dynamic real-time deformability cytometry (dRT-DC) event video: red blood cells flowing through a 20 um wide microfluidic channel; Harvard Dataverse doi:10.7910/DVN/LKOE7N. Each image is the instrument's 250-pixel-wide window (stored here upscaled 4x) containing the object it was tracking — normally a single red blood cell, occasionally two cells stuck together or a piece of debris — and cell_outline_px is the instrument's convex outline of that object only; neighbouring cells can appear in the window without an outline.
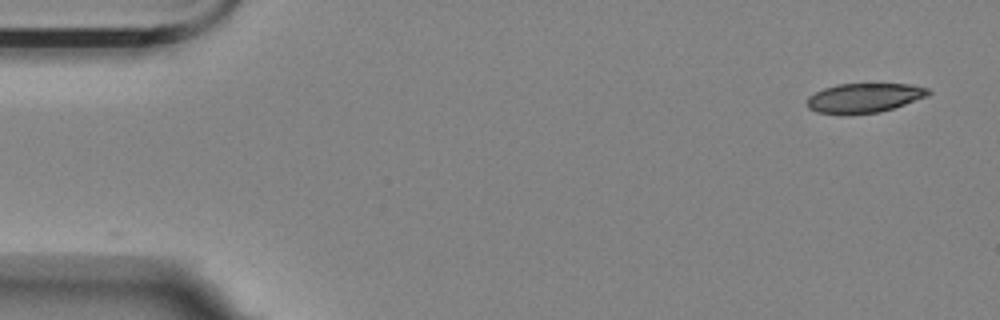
{"species": "Egyptian fruit bat (a non-hibernating species)", "species_latin": "Rousettus aegyptiacus", "temperature_condition": "room temperature", "stored_images_in_passage": 54, "camera_frame_rate_fps": 3000, "um_per_image_px": 0.085, "animal": {"sex": "female"}, "frame": {"image": 1, "passage_image": 1, "time_ms": 0.0, "image_size_px": [1000, 320], "cell_outline_px": [[932, 92], [928, 96], [880, 112], [848, 116], [844, 116], [816, 112], [808, 108], [804, 104], [804, 100], [808, 96], [824, 88], [836, 84], [912, 84], [928, 88]], "centroid_in_image_um": [73.39, 8.35], "position_along_channel_um": 11.6, "area_um2": 21.39}}
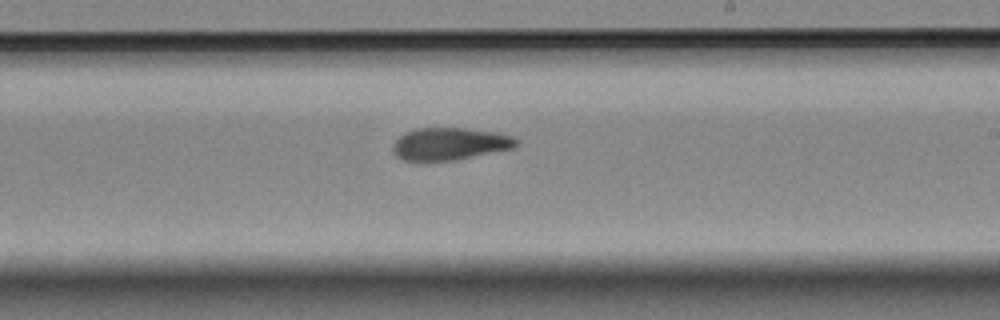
{"frame": {"image": 2, "passage_image": 31, "time_ms": 10.0, "image_size_px": [1000, 320], "cell_outline_px": [[520, 140], [516, 148], [456, 160], [404, 160], [396, 156], [392, 152], [392, 144], [404, 132], [416, 128], [468, 128], [496, 132], [516, 136]], "centroid_in_image_um": [38.29, 12.22], "position_along_channel_um": 250.7, "area_um2": 23.64}}
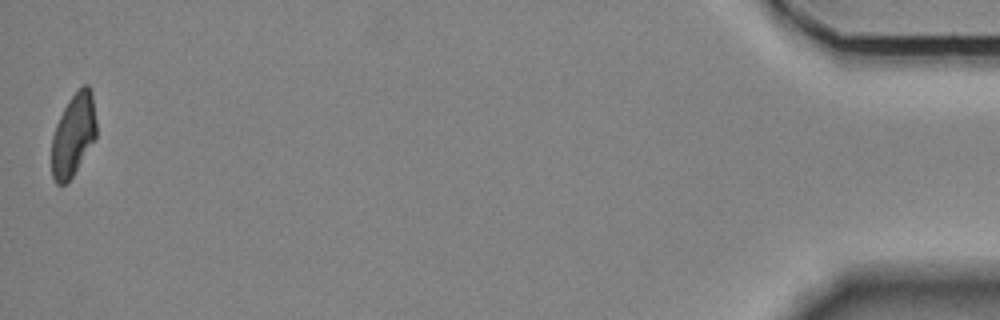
{"frame": {"image": 3, "passage_image": 54, "time_ms": 17.667, "image_size_px": [1000, 320], "cell_outline_px": [[96, 136], [72, 176], [64, 184], [56, 184], [52, 176], [52, 136], [56, 124], [68, 100], [84, 84], [88, 84], [92, 92], [96, 120]], "centroid_in_image_um": [6.23, 11.44], "position_along_channel_um": 429.0, "area_um2": 21.15}, "authors_computed_cell_mechanics": {"area_um2": 23.0622, "velocity_mm_per_s": 3.5353, "shape_relaxation_time_tau1_ms": null, "shape_relaxation_time_tau2_ms": 4.8251, "deformation_change_tau1": null, "deformation_change_tau2": 0.1282}}